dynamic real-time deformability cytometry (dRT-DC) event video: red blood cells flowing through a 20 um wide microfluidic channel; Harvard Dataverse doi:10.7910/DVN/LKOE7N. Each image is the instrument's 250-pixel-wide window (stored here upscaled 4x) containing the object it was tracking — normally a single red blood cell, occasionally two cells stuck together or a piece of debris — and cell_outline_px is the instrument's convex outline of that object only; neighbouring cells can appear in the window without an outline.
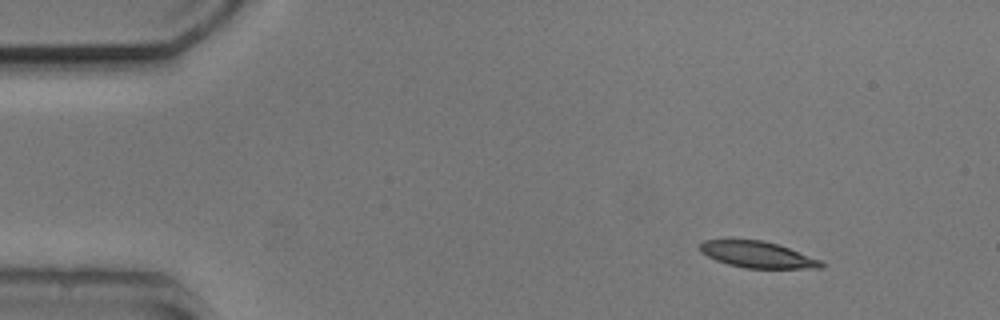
{"species": "common noctule bat (a hibernating species)", "species_latin": "Nyctalus noctula", "temperature_condition": "cold", "stored_images_in_passage": 4, "camera_frame_rate_fps": 3000, "um_per_image_px": 0.085, "animal": {"sex": "male", "body_mass_g": 20.5, "forearm_length_mm": 52.5}, "frame": {"image": 1, "passage_image": 1, "time_ms": 0.0, "image_size_px": [1000, 320], "cell_outline_px": [[824, 268], [744, 268], [728, 264], [716, 260], [700, 252], [700, 244], [704, 240], [760, 240], [776, 244], [788, 248], [820, 260], [824, 264]], "centroid_in_image_um": [64.37, 21.65], "position_along_channel_um": 20.6, "area_um2": 18.26}}
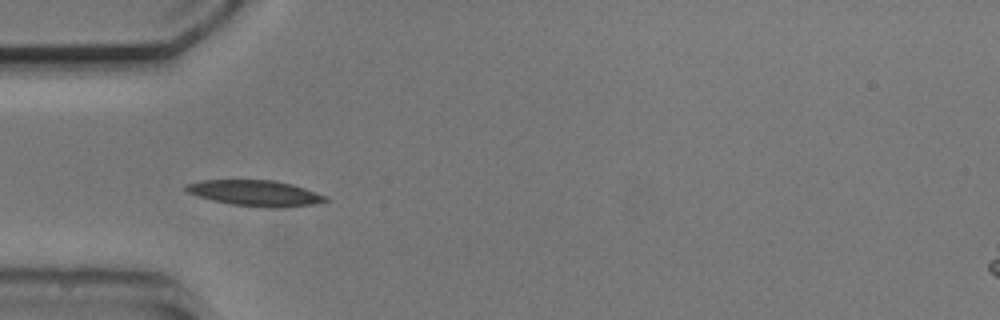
{"frame": {"image": 2, "passage_image": 4, "time_ms": 3.333, "image_size_px": [1000, 320], "cell_outline_px": [[332, 200], [312, 204], [280, 208], [268, 208], [232, 204], [212, 200], [188, 192], [184, 188], [184, 184], [200, 180], [276, 180], [292, 184], [328, 196]], "centroid_in_image_um": [21.73, 16.41], "position_along_channel_um": 63.3, "area_um2": 21.04}}